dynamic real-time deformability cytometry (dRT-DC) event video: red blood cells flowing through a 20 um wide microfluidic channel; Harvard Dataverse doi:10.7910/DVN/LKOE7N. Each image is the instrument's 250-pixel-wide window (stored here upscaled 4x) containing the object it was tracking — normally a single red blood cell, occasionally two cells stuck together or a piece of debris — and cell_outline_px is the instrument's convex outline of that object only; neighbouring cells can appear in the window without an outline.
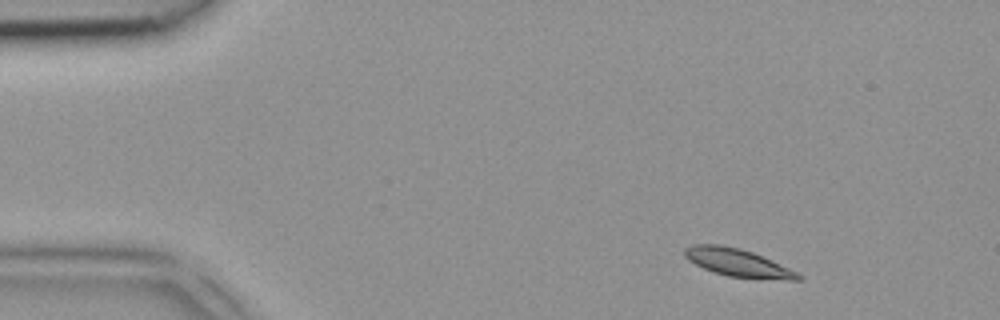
{"species": "common noctule bat (a hibernating species)", "species_latin": "Nyctalus noctula", "temperature_condition": "room temperature", "stored_images_in_passage": 2, "camera_frame_rate_fps": 3000, "um_per_image_px": 0.085, "animal": {"sex": "female", "body_mass_g": 18.4}, "frame": {"image": 1, "passage_image": 1, "time_ms": 0.0, "image_size_px": [1000, 320], "cell_outline_px": [[804, 276], [800, 280], [788, 280], [728, 276], [712, 272], [688, 260], [684, 256], [684, 248], [692, 244], [720, 244], [740, 248], [752, 252], [772, 260]], "centroid_in_image_um": [62.68, 22.32], "position_along_channel_um": 22.3, "area_um2": 18.32}}